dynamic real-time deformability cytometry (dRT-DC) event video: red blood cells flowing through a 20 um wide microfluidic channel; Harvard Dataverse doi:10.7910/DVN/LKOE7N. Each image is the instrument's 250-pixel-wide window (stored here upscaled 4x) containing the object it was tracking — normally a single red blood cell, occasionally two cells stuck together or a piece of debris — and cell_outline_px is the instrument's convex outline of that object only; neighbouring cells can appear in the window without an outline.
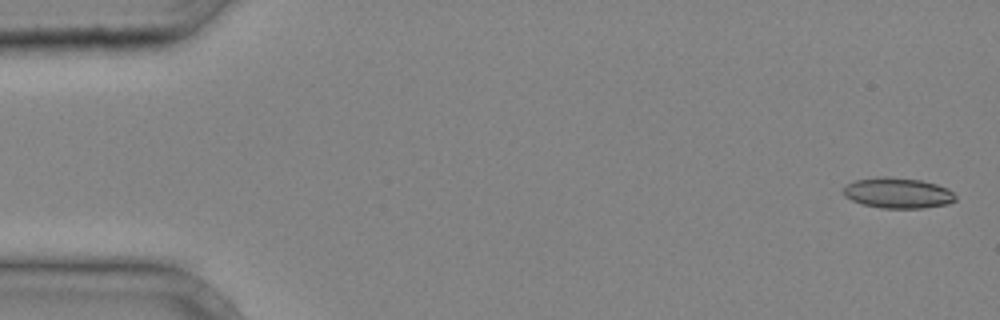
{"species": "common noctule bat (a hibernating species)", "species_latin": "Nyctalus noctula", "temperature_condition": "cold", "stored_images_in_passage": 38, "camera_frame_rate_fps": 3000, "um_per_image_px": 0.085, "animal": {"sex": "male", "body_mass_g": 20.4}, "frame": {"image": 1, "passage_image": 1, "time_ms": 0.0, "image_size_px": [1000, 320], "cell_outline_px": [[956, 200], [948, 204], [924, 208], [880, 208], [864, 204], [852, 200], [844, 196], [844, 188], [848, 184], [856, 180], [880, 176], [888, 176], [920, 180], [936, 184], [948, 188], [956, 196]], "centroid_in_image_um": [76.34, 16.4], "position_along_channel_um": 8.7, "area_um2": 19.94}}
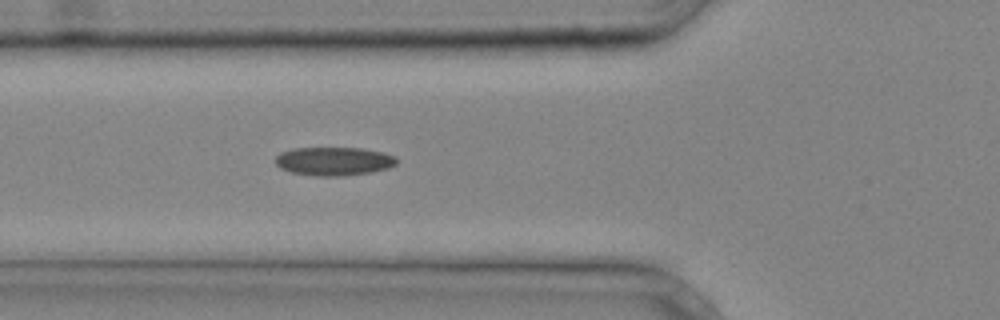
{"frame": {"image": 2, "passage_image": 14, "time_ms": 4.333, "image_size_px": [1000, 320], "cell_outline_px": [[396, 164], [388, 168], [372, 172], [344, 176], [316, 176], [292, 172], [280, 168], [276, 164], [276, 156], [280, 152], [292, 148], [364, 148], [384, 152], [396, 156]], "centroid_in_image_um": [28.39, 13.7], "position_along_channel_um": 97.4, "area_um2": 20.29}}
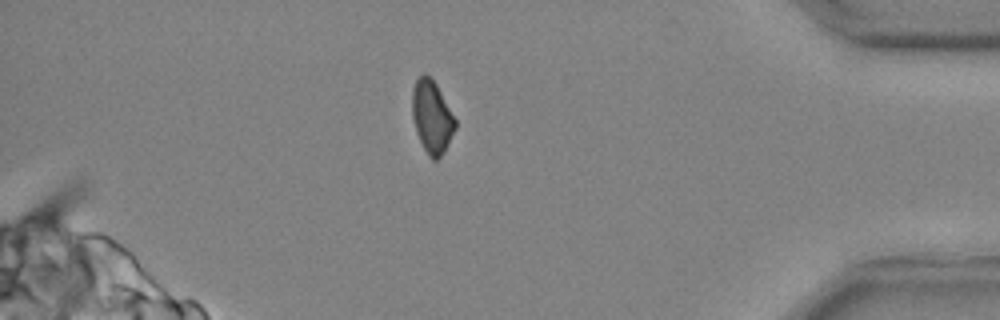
{"frame": {"image": 3, "passage_image": 34, "time_ms": 11.0, "image_size_px": [1000, 320], "cell_outline_px": [[456, 128], [444, 152], [436, 160], [432, 160], [428, 156], [416, 132], [412, 116], [412, 88], [416, 80], [424, 72], [436, 84], [456, 120]], "centroid_in_image_um": [36.7, 9.94], "position_along_channel_um": 398.5, "area_um2": 18.09}}